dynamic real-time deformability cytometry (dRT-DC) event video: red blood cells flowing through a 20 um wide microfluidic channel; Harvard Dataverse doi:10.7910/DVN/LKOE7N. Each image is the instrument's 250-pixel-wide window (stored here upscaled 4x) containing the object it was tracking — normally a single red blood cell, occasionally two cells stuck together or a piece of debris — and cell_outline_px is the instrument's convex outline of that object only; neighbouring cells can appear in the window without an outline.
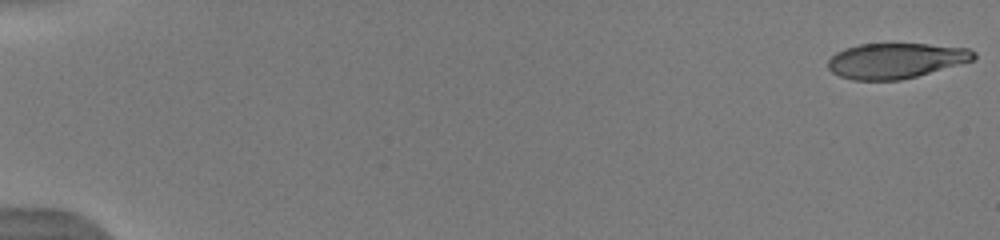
{"species": "human", "species_latin": "Homo sapiens", "temperature_condition": "warm", "stored_images_in_passage": 52, "camera_frame_rate_fps": 3000, "um_per_image_px": 0.085, "donor": {"sex": "male"}, "frame": {"image": 1, "passage_image": 1, "time_ms": 0.0, "image_size_px": [1000, 240], "cell_outline_px": [[976, 60], [916, 76], [900, 80], [852, 80], [840, 76], [832, 72], [828, 68], [828, 60], [836, 52], [844, 48], [860, 44], [928, 44], [968, 48], [976, 52]], "centroid_in_image_um": [76.15, 5.15], "position_along_channel_um": 8.8, "area_um2": 30.06}}
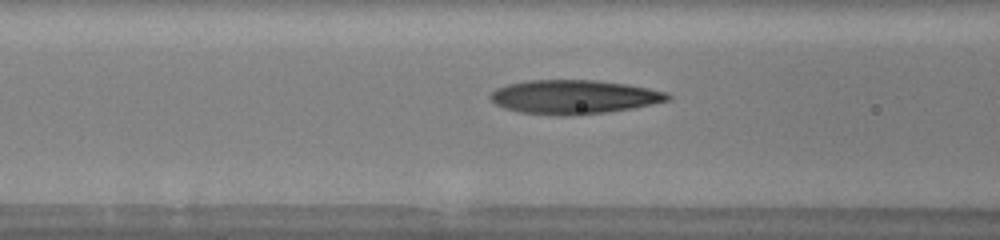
{"frame": {"image": 2, "passage_image": 23, "time_ms": 7.333, "image_size_px": [1000, 240], "cell_outline_px": [[672, 96], [668, 100], [652, 104], [632, 108], [604, 112], [564, 116], [560, 116], [520, 112], [504, 108], [496, 104], [488, 96], [496, 88], [508, 84], [528, 80], [596, 80], [628, 84], [668, 92]], "centroid_in_image_um": [48.78, 8.23], "position_along_channel_um": 117.8, "area_um2": 35.03}}
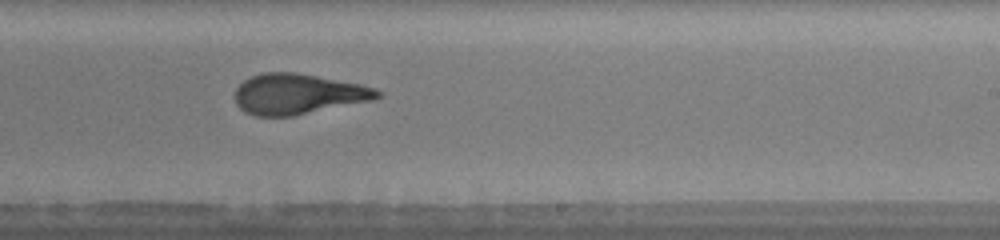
{"frame": {"image": 3, "passage_image": 34, "time_ms": 11.0, "image_size_px": [1000, 240], "cell_outline_px": [[384, 92], [376, 100], [292, 116], [256, 116], [244, 112], [236, 104], [236, 88], [244, 80], [252, 76], [264, 72], [296, 72], [360, 84], [376, 88]], "centroid_in_image_um": [25.37, 8.0], "position_along_channel_um": 263.6, "area_um2": 33.76}, "authors_computed_cell_mechanics": {"area_um2": 33.0905, "velocity_mm_per_s": 3.9791, "shape_relaxation_time_tau1_ms": 5.6683, "shape_relaxation_time_tau2_ms": 1.1796, "deformation_change_tau1": 0.2519, "deformation_change_tau2": 0.0993}}